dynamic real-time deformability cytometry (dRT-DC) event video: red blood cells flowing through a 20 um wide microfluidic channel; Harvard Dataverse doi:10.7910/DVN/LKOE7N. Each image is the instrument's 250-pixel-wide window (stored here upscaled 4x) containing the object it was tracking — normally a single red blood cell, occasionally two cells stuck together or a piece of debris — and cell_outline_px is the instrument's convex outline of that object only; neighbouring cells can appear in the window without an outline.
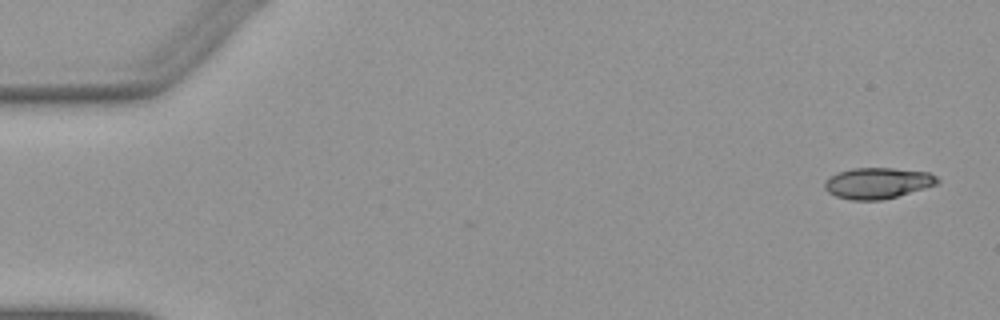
{"species": "Egyptian fruit bat (a non-hibernating species)", "species_latin": "Rousettus aegyptiacus", "temperature_condition": "warm", "stored_images_in_passage": 12, "camera_frame_rate_fps": 3000, "um_per_image_px": 0.085, "animal": {"sex": "female"}, "frame": {"image": 1, "passage_image": 1, "time_ms": 0.0, "image_size_px": [1000, 320], "cell_outline_px": [[940, 180], [936, 184], [924, 188], [896, 196], [880, 200], [852, 200], [836, 196], [828, 192], [824, 188], [824, 180], [840, 172], [852, 168], [892, 168], [928, 172], [936, 176]], "centroid_in_image_um": [74.58, 15.56], "position_along_channel_um": 10.4, "area_um2": 20.11}}